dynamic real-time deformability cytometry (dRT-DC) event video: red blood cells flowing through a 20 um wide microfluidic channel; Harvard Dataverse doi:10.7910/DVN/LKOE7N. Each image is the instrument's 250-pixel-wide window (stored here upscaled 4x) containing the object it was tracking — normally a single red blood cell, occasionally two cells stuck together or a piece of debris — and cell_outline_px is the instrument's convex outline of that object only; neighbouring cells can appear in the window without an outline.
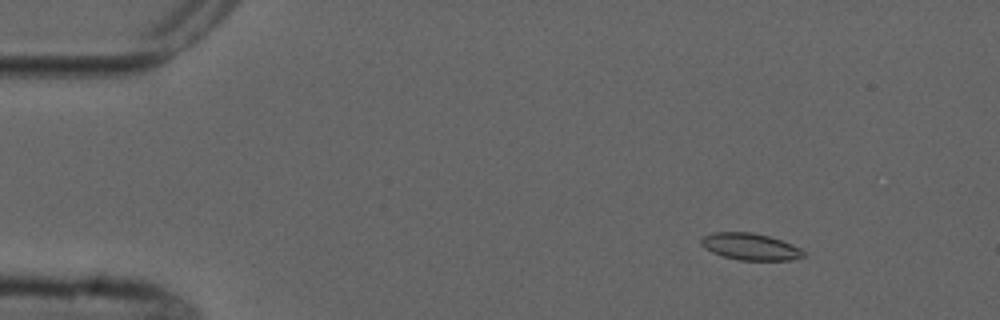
{"species": "common noctule bat (a hibernating species)", "species_latin": "Nyctalus noctula", "temperature_condition": "cold", "stored_images_in_passage": 9, "camera_frame_rate_fps": 3000, "um_per_image_px": 0.085, "animal": {"sex": "male", "forearm_length_mm": 52.5}, "frame": {"image": 1, "passage_image": 1, "time_ms": 0.0, "image_size_px": [1000, 320], "cell_outline_px": [[808, 256], [792, 260], [740, 260], [724, 256], [712, 252], [704, 248], [700, 244], [700, 240], [704, 236], [712, 232], [752, 232], [768, 236], [792, 244], [800, 248]], "centroid_in_image_um": [63.79, 20.96], "position_along_channel_um": 21.2, "area_um2": 16.01}}
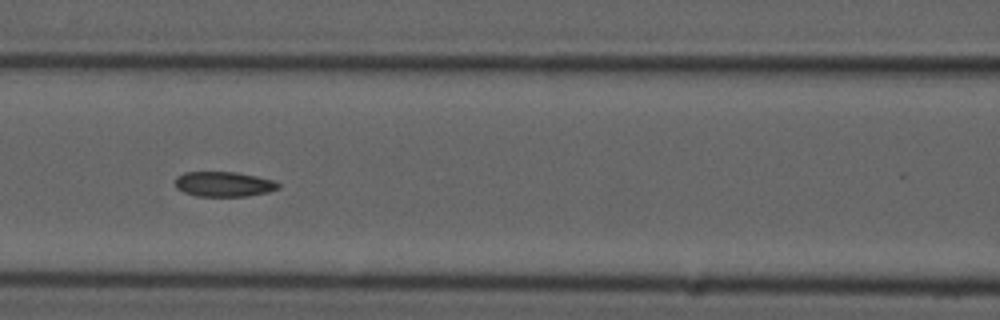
{"frame": {"image": 2, "passage_image": 6, "time_ms": 5.667, "image_size_px": [1000, 320], "cell_outline_px": [[280, 188], [268, 192], [248, 196], [196, 196], [184, 192], [176, 188], [176, 176], [184, 172], [236, 172], [256, 176], [272, 180], [280, 184]], "centroid_in_image_um": [19.02, 15.65], "position_along_channel_um": 147.6, "area_um2": 15.03}}
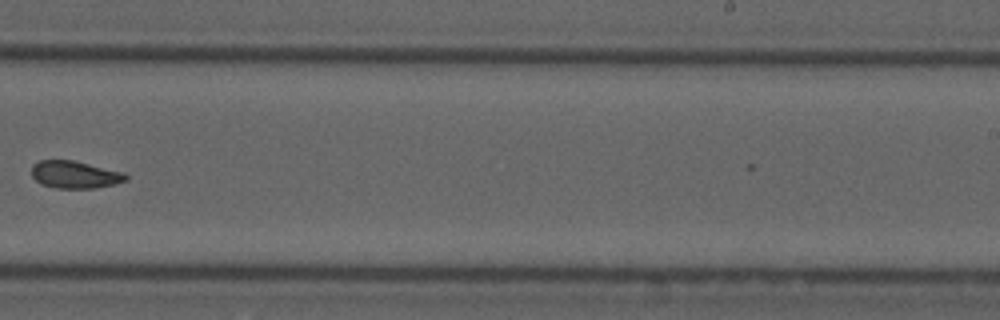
{"frame": {"image": 3, "passage_image": 9, "time_ms": 9.333, "image_size_px": [1000, 320], "cell_outline_px": [[128, 180], [116, 184], [92, 188], [56, 188], [40, 184], [32, 176], [32, 164], [40, 160], [72, 160], [124, 172], [128, 176]], "centroid_in_image_um": [6.37, 14.84], "position_along_channel_um": 282.6, "area_um2": 15.09}}